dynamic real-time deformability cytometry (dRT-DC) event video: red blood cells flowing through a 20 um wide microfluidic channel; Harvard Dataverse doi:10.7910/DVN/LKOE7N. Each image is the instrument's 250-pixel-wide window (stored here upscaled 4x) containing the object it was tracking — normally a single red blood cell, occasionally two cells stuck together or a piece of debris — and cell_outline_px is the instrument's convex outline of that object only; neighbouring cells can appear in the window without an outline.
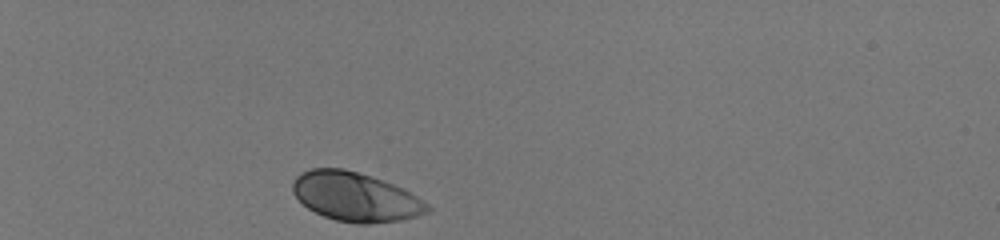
{"species": "human", "species_latin": "Homo sapiens", "temperature_condition": "room temperature", "stored_images_in_passage": 1, "camera_frame_rate_fps": 3000, "um_per_image_px": 0.085, "donor": {"sex": "male"}, "frame": {"image": 1, "passage_image": 1, "time_ms": 0.0, "image_size_px": [1000, 240], "cell_outline_px": [[432, 208], [428, 212], [404, 220], [368, 224], [356, 224], [336, 220], [324, 216], [308, 208], [292, 192], [292, 184], [296, 176], [300, 172], [312, 168], [344, 168], [392, 184], [424, 200]], "centroid_in_image_um": [30.2, 16.74], "position_along_channel_um": 54.8, "area_um2": 38.26}}